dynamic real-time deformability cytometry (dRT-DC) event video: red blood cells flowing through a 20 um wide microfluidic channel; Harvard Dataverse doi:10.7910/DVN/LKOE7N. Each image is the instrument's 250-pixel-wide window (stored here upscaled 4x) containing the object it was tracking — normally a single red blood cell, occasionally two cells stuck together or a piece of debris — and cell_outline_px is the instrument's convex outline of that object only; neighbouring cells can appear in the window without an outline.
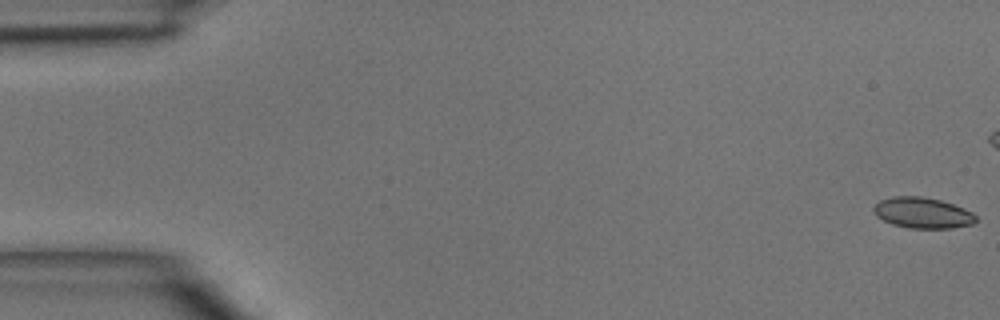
{"species": "common noctule bat (a hibernating species)", "species_latin": "Nyctalus noctula", "temperature_condition": "room temperature", "stored_images_in_passage": 5, "camera_frame_rate_fps": 3000, "um_per_image_px": 0.085, "animal": {"sex": "male", "body_mass_g": 15.6}, "frame": {"image": 1, "passage_image": 1, "time_ms": 0.0, "image_size_px": [1000, 320], "cell_outline_px": [[976, 220], [972, 224], [952, 228], [908, 228], [892, 224], [876, 216], [872, 208], [880, 200], [892, 196], [920, 196], [940, 200], [964, 208], [972, 212], [976, 216]], "centroid_in_image_um": [78.4, 18.09], "position_along_channel_um": 6.6, "area_um2": 18.32}}
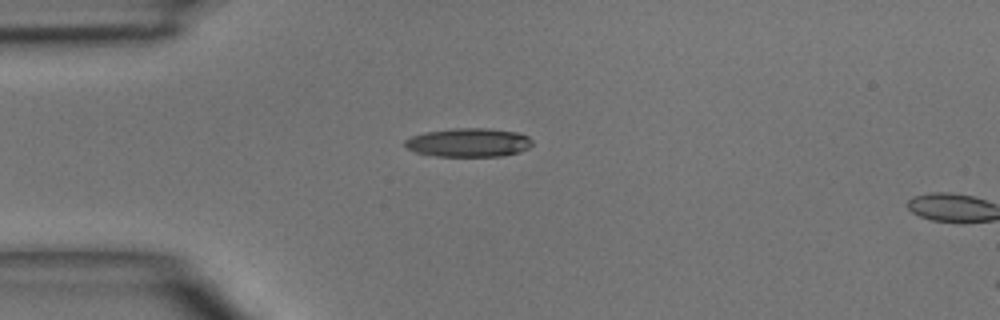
{"frame": {"image": 2, "passage_image": 5, "time_ms": 5.333, "image_size_px": [1000, 320], "cell_outline_px": [[532, 144], [528, 148], [516, 152], [500, 156], [436, 156], [416, 152], [408, 148], [404, 144], [404, 140], [412, 136], [424, 132], [452, 128], [488, 128], [516, 132], [528, 136], [532, 140]], "centroid_in_image_um": [39.81, 12.1], "position_along_channel_um": 45.2, "area_um2": 21.21}}